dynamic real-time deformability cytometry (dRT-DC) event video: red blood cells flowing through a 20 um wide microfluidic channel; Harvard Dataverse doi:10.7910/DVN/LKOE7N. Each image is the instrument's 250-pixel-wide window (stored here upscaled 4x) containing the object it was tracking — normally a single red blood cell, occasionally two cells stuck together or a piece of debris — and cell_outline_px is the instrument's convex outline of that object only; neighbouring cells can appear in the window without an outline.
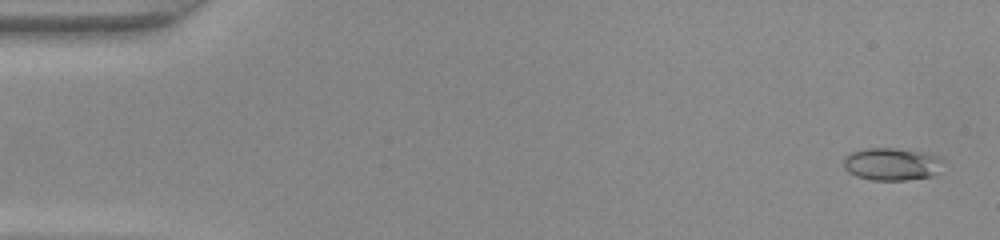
{"species": "common noctule bat (a hibernating species)", "species_latin": "Nyctalus noctula", "temperature_condition": "warm", "stored_images_in_passage": 48, "camera_frame_rate_fps": 3000, "um_per_image_px": 0.085, "animal": {"sex": "female", "body_mass_g": 22.0, "forearm_length_mm": 56.7}, "frame": {"image": 1, "passage_image": 2, "time_ms": 0.333, "image_size_px": [1000, 240], "cell_outline_px": [[944, 160], [936, 172], [932, 176], [904, 180], [872, 180], [856, 176], [848, 172], [844, 168], [844, 156], [848, 152], [864, 148], [892, 148], [920, 152], [940, 156]], "centroid_in_image_um": [75.74, 13.94], "position_along_channel_um": 9.3, "area_um2": 18.9}}
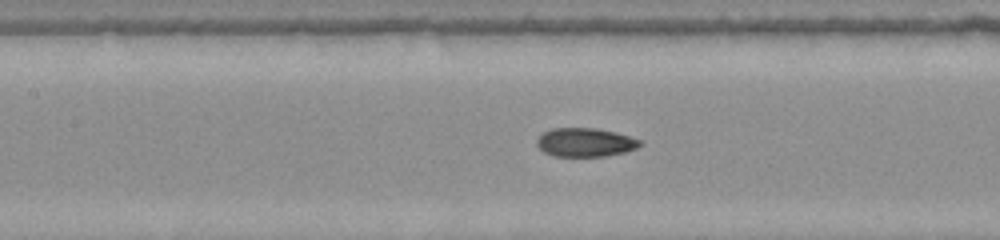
{"frame": {"image": 2, "passage_image": 22, "time_ms": 7.0, "image_size_px": [1000, 240], "cell_outline_px": [[644, 144], [636, 148], [624, 152], [604, 156], [552, 156], [544, 152], [536, 144], [536, 140], [544, 132], [552, 128], [596, 128], [616, 132], [640, 140]], "centroid_in_image_um": [49.74, 12.1], "position_along_channel_um": 157.7, "area_um2": 17.22}}
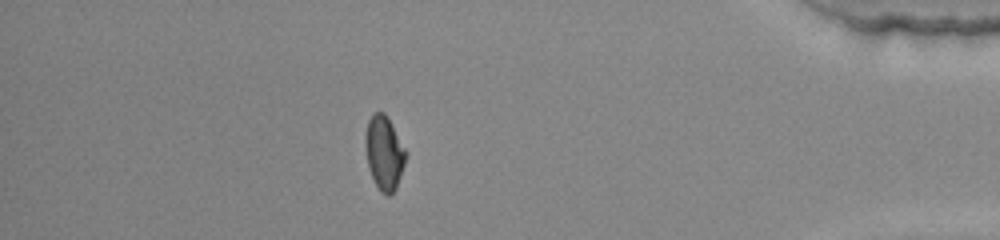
{"frame": {"image": 3, "passage_image": 42, "time_ms": 13.667, "image_size_px": [1000, 240], "cell_outline_px": [[404, 164], [396, 188], [388, 196], [380, 192], [368, 168], [364, 148], [364, 136], [368, 120], [376, 112], [384, 112], [404, 148]], "centroid_in_image_um": [32.6, 13.01], "position_along_channel_um": 402.6, "area_um2": 16.99}}